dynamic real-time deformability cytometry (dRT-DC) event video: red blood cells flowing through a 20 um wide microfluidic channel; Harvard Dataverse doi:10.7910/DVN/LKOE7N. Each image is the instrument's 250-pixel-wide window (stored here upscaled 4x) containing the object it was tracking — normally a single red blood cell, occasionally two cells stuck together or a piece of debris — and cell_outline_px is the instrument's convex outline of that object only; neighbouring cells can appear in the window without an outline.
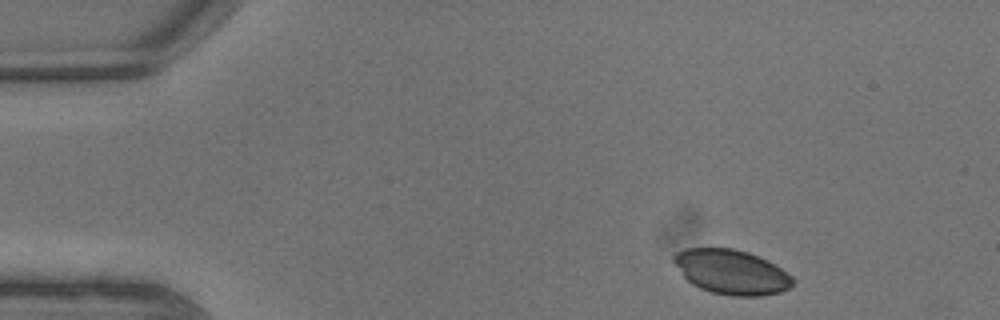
{"species": "common noctule bat (a hibernating species)", "species_latin": "Nyctalus noctula", "temperature_condition": "warm", "stored_images_in_passage": 4, "camera_frame_rate_fps": 3000, "um_per_image_px": 0.085, "animal": {"sex": "male", "body_mass_g": 13.3}, "frame": {"image": 1, "passage_image": 1, "time_ms": 0.0, "image_size_px": [1000, 320], "cell_outline_px": [[796, 280], [788, 288], [780, 292], [760, 296], [732, 296], [712, 292], [700, 288], [692, 284], [684, 276], [672, 260], [672, 256], [676, 252], [684, 248], [732, 248], [748, 252], [768, 260], [792, 276]], "centroid_in_image_um": [62.17, 23.11], "position_along_channel_um": 22.8, "area_um2": 30.92}}
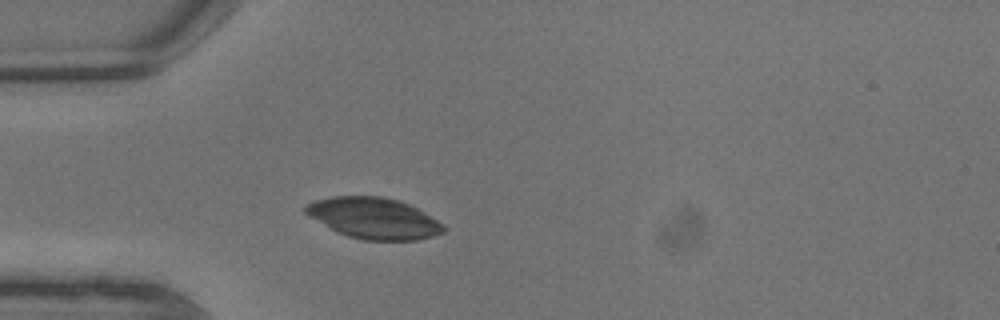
{"frame": {"image": 2, "passage_image": 4, "time_ms": 1.0, "image_size_px": [1000, 320], "cell_outline_px": [[448, 228], [444, 232], [432, 236], [416, 240], [364, 240], [348, 236], [336, 232], [308, 216], [304, 212], [304, 204], [316, 200], [332, 196], [380, 196], [400, 200], [424, 212], [444, 224]], "centroid_in_image_um": [31.76, 18.54], "position_along_channel_um": 53.2, "area_um2": 33.18}}